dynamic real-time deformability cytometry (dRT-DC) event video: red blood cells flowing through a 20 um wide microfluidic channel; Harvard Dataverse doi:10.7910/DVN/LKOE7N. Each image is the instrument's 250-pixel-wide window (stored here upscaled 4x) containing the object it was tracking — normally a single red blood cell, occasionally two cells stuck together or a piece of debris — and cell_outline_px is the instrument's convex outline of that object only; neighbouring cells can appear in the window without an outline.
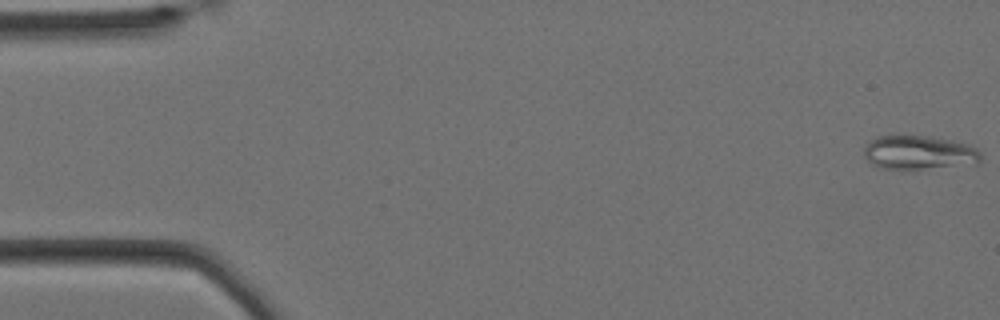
{"species": "Egyptian fruit bat (a non-hibernating species)", "species_latin": "Rousettus aegyptiacus", "temperature_condition": "cold", "stored_images_in_passage": 58, "camera_frame_rate_fps": 3000, "um_per_image_px": 0.085, "animal": {"sex": "female"}, "frame": {"image": 1, "passage_image": 1, "time_ms": 0.0, "image_size_px": [1000, 320], "cell_outline_px": [[980, 160], [976, 164], [912, 172], [908, 172], [876, 168], [864, 156], [864, 148], [876, 136], [892, 132], [932, 136], [952, 140], [968, 144], [976, 148], [980, 152]], "centroid_in_image_um": [78.07, 12.98], "position_along_channel_um": 6.9, "area_um2": 25.03}}
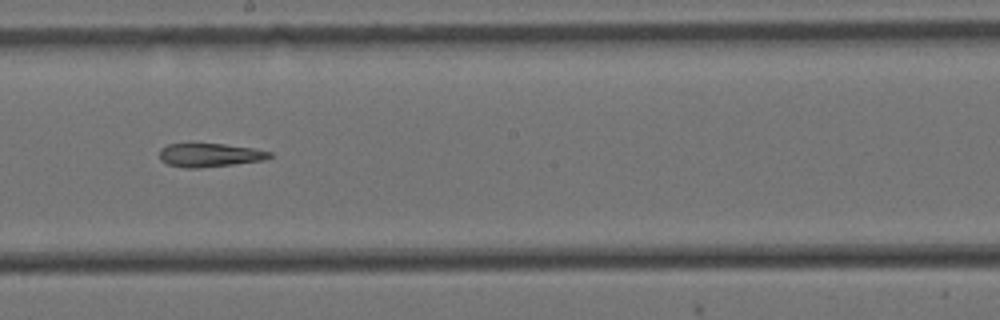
{"frame": {"image": 2, "passage_image": 32, "time_ms": 10.333, "image_size_px": [1000, 320], "cell_outline_px": [[272, 156], [264, 160], [200, 168], [184, 168], [168, 164], [160, 160], [160, 148], [168, 144], [224, 144], [256, 148], [272, 152]], "centroid_in_image_um": [17.84, 13.18], "position_along_channel_um": 230.4, "area_um2": 15.14}}
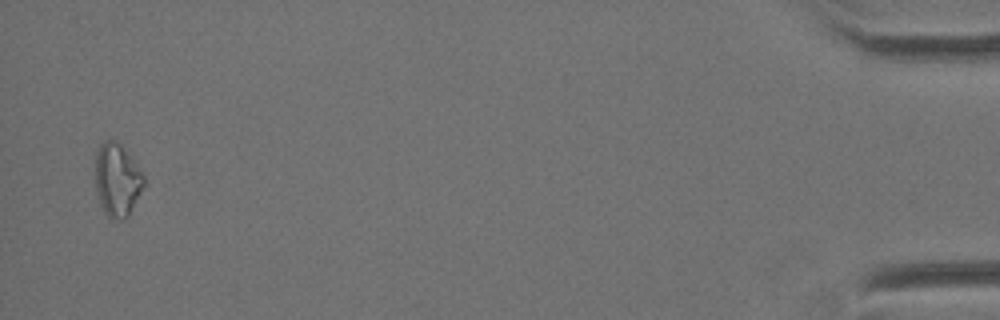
{"frame": {"image": 3, "passage_image": 57, "time_ms": 18.667, "image_size_px": [1000, 320], "cell_outline_px": [[144, 184], [128, 216], [124, 220], [112, 220], [104, 212], [100, 204], [96, 192], [96, 148], [104, 140], [116, 140], [120, 144], [144, 176]], "centroid_in_image_um": [9.92, 15.31], "position_along_channel_um": 425.3, "area_um2": 20.4}}